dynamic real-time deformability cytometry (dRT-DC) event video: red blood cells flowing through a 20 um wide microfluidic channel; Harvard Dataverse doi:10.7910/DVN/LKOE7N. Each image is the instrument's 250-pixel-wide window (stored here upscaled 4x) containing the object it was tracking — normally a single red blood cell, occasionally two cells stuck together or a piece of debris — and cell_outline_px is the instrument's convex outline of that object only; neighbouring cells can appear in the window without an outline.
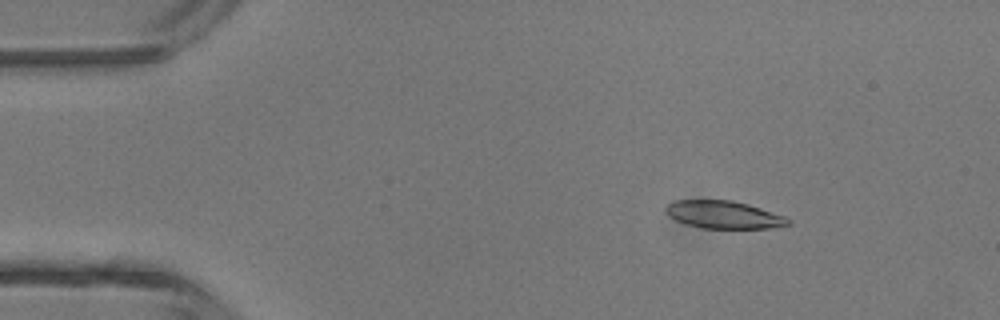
{"species": "common noctule bat (a hibernating species)", "species_latin": "Nyctalus noctula", "temperature_condition": "room temperature", "stored_images_in_passage": 46, "camera_frame_rate_fps": 3000, "um_per_image_px": 0.085, "animal": {"sex": "male", "body_mass_g": 13.3}, "frame": {"image": 1, "passage_image": 7, "time_ms": 2.0, "image_size_px": [1000, 320], "cell_outline_px": [[792, 224], [768, 228], [700, 228], [676, 220], [668, 216], [664, 208], [672, 200], [732, 200], [748, 204], [784, 216], [792, 220]], "centroid_in_image_um": [61.5, 18.24], "position_along_channel_um": 23.5, "area_um2": 19.71}}
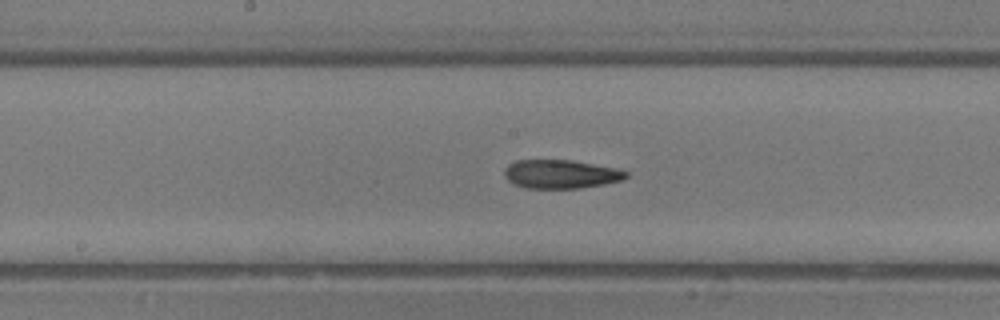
{"frame": {"image": 2, "passage_image": 24, "time_ms": 7.667, "image_size_px": [1000, 320], "cell_outline_px": [[628, 176], [620, 180], [604, 184], [580, 188], [528, 188], [516, 184], [508, 180], [504, 176], [504, 168], [508, 164], [516, 160], [572, 160], [616, 168], [628, 172]], "centroid_in_image_um": [47.65, 14.79], "position_along_channel_um": 200.5, "area_um2": 20.23}}
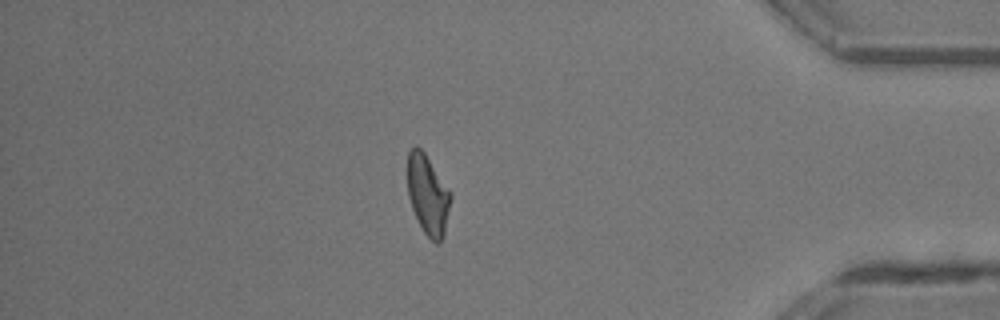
{"frame": {"image": 3, "passage_image": 40, "time_ms": 13.0, "image_size_px": [1000, 320], "cell_outline_px": [[452, 196], [444, 236], [440, 244], [436, 244], [424, 232], [412, 208], [408, 196], [408, 152], [416, 144], [424, 152], [448, 188]], "centroid_in_image_um": [36.38, 16.57], "position_along_channel_um": 398.8, "area_um2": 19.88}, "authors_computed_cell_mechanics": {"area_um2": 20.2589, "velocity_mm_per_s": 4.4454, "shape_relaxation_time_tau1_ms": 4.2849, "shape_relaxation_time_tau2_ms": 3.2498, "deformation_change_tau1": 0.1697, "deformation_change_tau2": 0.1287}}